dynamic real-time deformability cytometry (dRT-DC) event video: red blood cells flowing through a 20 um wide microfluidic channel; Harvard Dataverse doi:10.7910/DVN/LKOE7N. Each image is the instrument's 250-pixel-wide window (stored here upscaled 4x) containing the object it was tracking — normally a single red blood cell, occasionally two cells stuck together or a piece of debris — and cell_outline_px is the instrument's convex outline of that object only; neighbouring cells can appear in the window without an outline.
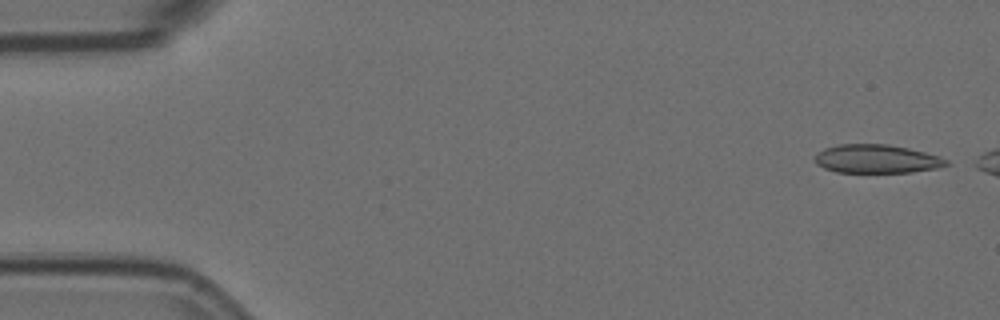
{"species": "Egyptian fruit bat (a non-hibernating species)", "species_latin": "Rousettus aegyptiacus", "temperature_condition": "room temperature", "stored_images_in_passage": 3, "camera_frame_rate_fps": 3000, "um_per_image_px": 0.085, "animal": {"sex": "female"}, "frame": {"image": 1, "passage_image": 1, "time_ms": 0.0, "image_size_px": [1000, 320], "cell_outline_px": [[952, 164], [936, 168], [912, 172], [836, 172], [824, 168], [816, 164], [816, 152], [824, 148], [840, 144], [888, 144], [908, 148], [940, 156], [948, 160]], "centroid_in_image_um": [74.53, 13.5], "position_along_channel_um": 10.5, "area_um2": 21.91}}